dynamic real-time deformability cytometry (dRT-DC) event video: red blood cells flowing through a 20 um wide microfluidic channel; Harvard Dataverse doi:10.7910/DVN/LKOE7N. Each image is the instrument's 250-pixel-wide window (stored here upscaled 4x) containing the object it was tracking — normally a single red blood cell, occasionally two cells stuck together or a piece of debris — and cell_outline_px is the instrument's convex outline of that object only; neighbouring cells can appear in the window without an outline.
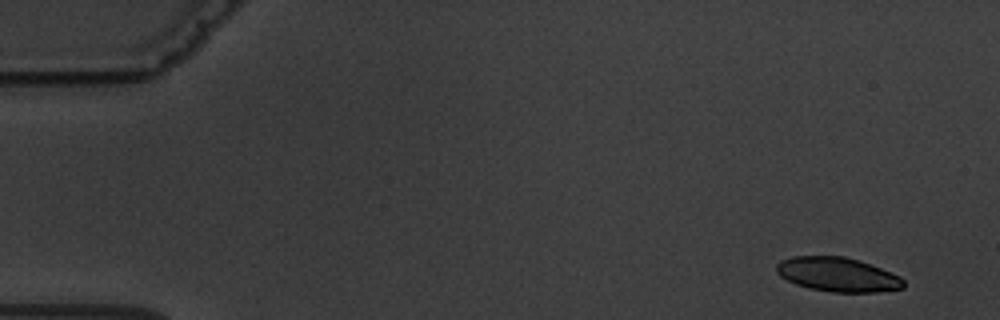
{"species": "common noctule bat (a hibernating species)", "species_latin": "Nyctalus noctula", "temperature_condition": "warm", "stored_images_in_passage": 5, "camera_frame_rate_fps": 3000, "um_per_image_px": 0.085, "animal": {"sex": "male", "body_mass_g": 19.5, "forearm_length_mm": 54.6}, "frame": {"image": 1, "passage_image": 1, "time_ms": 0.0, "image_size_px": [1000, 320], "cell_outline_px": [[904, 288], [876, 292], [832, 292], [808, 288], [796, 284], [780, 276], [776, 272], [776, 264], [780, 260], [792, 256], [844, 256], [860, 260], [900, 276], [904, 280]], "centroid_in_image_um": [71.18, 23.33], "position_along_channel_um": 13.8, "area_um2": 25.43}}